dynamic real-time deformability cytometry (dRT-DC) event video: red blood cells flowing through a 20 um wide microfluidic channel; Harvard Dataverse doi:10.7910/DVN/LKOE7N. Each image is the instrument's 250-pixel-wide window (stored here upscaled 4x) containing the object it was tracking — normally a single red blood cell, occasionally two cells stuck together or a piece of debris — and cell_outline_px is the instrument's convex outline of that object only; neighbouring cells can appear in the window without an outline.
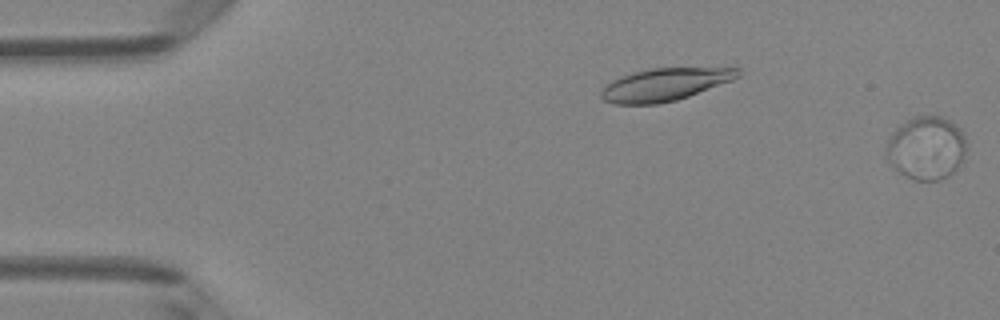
{"species": "Egyptian fruit bat (a non-hibernating species)", "species_latin": "Rousettus aegyptiacus", "temperature_condition": "room temperature", "stored_images_in_passage": 3, "camera_frame_rate_fps": 3000, "um_per_image_px": 0.085, "animal": {"sex": "female"}, "frame": {"image": 1, "passage_image": 3, "time_ms": 2.333, "image_size_px": [1000, 320], "cell_outline_px": [[968, 148], [964, 156], [956, 168], [948, 176], [940, 180], [916, 180], [900, 172], [888, 164], [888, 140], [892, 132], [900, 124], [912, 116], [940, 116], [948, 120], [960, 128], [968, 144]], "centroid_in_image_um": [78.76, 12.56], "position_along_channel_um": 6.2, "area_um2": 29.48}}